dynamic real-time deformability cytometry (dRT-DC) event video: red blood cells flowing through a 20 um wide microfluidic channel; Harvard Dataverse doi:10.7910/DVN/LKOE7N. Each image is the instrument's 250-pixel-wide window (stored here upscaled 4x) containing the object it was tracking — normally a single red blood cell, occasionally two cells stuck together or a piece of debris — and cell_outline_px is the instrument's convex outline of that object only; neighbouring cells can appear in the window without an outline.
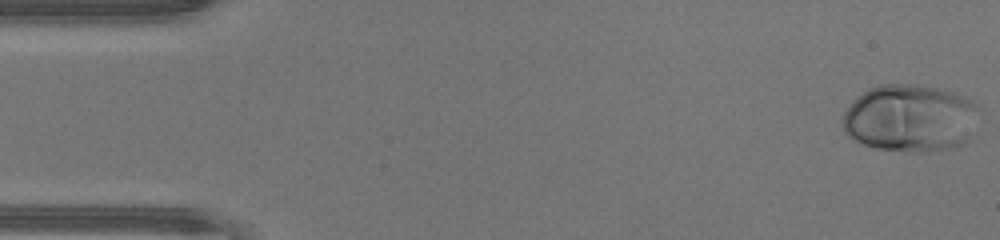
{"species": "human", "species_latin": "Homo sapiens", "temperature_condition": "warm", "stored_images_in_passage": 46, "camera_frame_rate_fps": 3000, "um_per_image_px": 0.085, "donor": {"sex": "male"}, "frame": {"image": 1, "passage_image": 1, "time_ms": 0.0, "image_size_px": [1000, 240], "cell_outline_px": [[980, 108], [968, 140], [960, 144], [948, 148], [920, 152], [912, 152], [876, 148], [860, 144], [852, 140], [844, 132], [840, 120], [844, 112], [852, 100], [868, 88], [880, 84], [924, 84], [968, 96]], "centroid_in_image_um": [77.32, 10.02], "position_along_channel_um": 7.7, "area_um2": 54.39}}
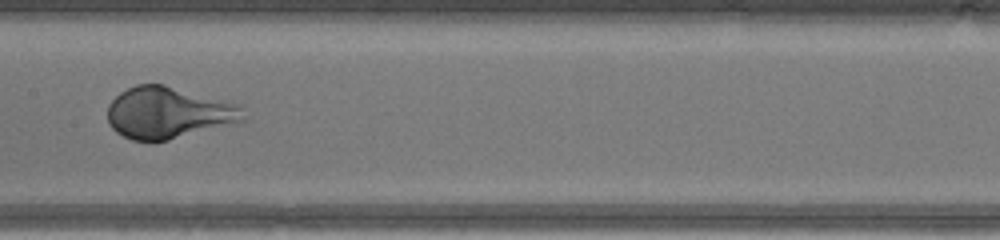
{"frame": {"image": 2, "passage_image": 23, "time_ms": 7.333, "image_size_px": [1000, 240], "cell_outline_px": [[248, 120], [152, 144], [132, 140], [116, 132], [108, 124], [108, 104], [120, 92], [136, 84], [164, 84], [240, 104], [244, 108], [248, 116]], "centroid_in_image_um": [14.34, 9.6], "position_along_channel_um": 193.1, "area_um2": 41.62}}
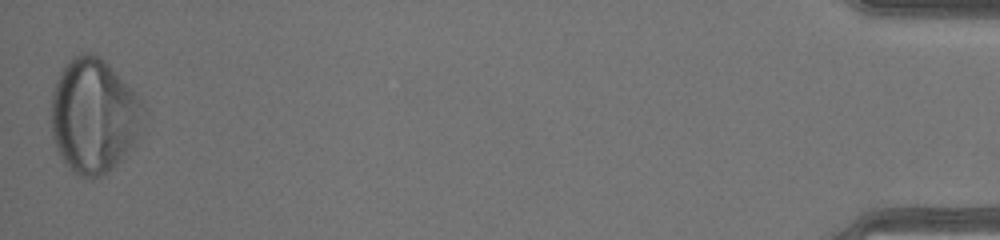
{"frame": {"image": 3, "passage_image": 46, "time_ms": 15.0, "image_size_px": [1000, 240], "cell_outline_px": [[144, 112], [136, 144], [108, 172], [92, 180], [76, 176], [68, 168], [60, 156], [56, 148], [52, 136], [52, 88], [60, 72], [68, 60], [72, 56], [80, 52], [96, 52], [132, 88], [144, 104]], "centroid_in_image_um": [7.96, 9.84], "position_along_channel_um": 427.2, "area_um2": 62.31}, "authors_computed_cell_mechanics": {"area_um2": 47.7139, "velocity_mm_per_s": 4.4078, "shape_relaxation_time_tau1_ms": 2.8733, "shape_relaxation_time_tau2_ms": null, "deformation_change_tau1": 0.2016, "deformation_change_tau2": null}}